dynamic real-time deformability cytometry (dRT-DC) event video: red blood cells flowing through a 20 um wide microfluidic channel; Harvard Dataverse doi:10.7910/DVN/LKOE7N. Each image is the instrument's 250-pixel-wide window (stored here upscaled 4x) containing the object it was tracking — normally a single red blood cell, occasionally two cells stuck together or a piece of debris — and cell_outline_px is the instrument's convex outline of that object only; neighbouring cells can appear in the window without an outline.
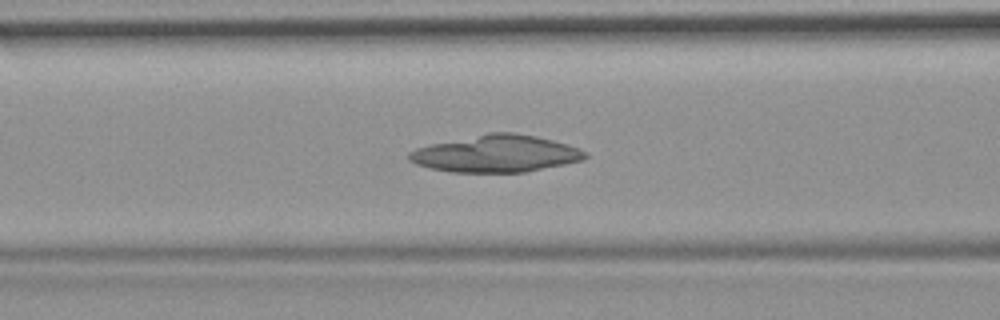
{"species": "common noctule bat (a hibernating species)", "species_latin": "Nyctalus noctula", "temperature_condition": "room temperature", "stored_images_in_passage": 47, "camera_frame_rate_fps": 3000, "um_per_image_px": 0.085, "animal": {"sex": "female", "body_mass_g": 19.9}, "frame": {"image": 1, "passage_image": 21, "time_ms": 6.667, "image_size_px": [1000, 320], "cell_outline_px": [[588, 156], [584, 160], [524, 172], [448, 172], [416, 164], [408, 160], [408, 152], [416, 148], [432, 144], [488, 132], [512, 132], [536, 136], [552, 140], [588, 152]], "centroid_in_image_um": [42.15, 13.06], "position_along_channel_um": 124.5, "area_um2": 37.74}}
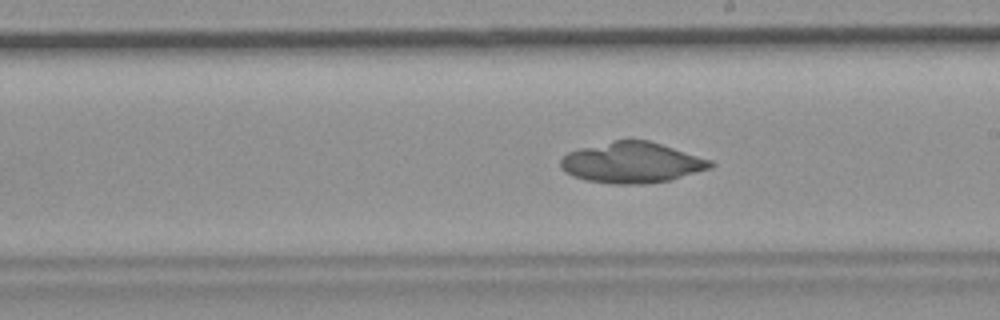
{"frame": {"image": 2, "passage_image": 30, "time_ms": 9.667, "image_size_px": [1000, 320], "cell_outline_px": [[716, 164], [712, 168], [672, 180], [644, 184], [612, 184], [584, 180], [572, 176], [564, 172], [560, 168], [560, 160], [568, 152], [580, 148], [616, 140], [648, 140], [712, 160]], "centroid_in_image_um": [53.72, 13.84], "position_along_channel_um": 235.3, "area_um2": 35.78}}
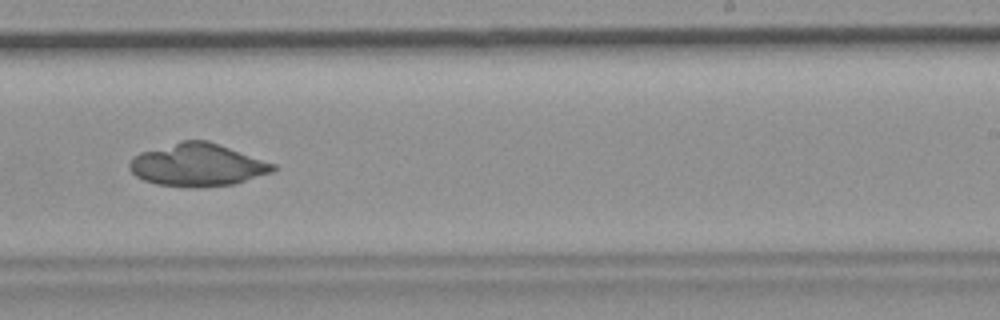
{"frame": {"image": 3, "passage_image": 33, "time_ms": 10.667, "image_size_px": [1000, 320], "cell_outline_px": [[276, 168], [272, 172], [236, 184], [200, 188], [188, 188], [156, 184], [144, 180], [136, 176], [128, 168], [128, 164], [132, 156], [140, 152], [180, 140], [208, 140], [276, 164]], "centroid_in_image_um": [16.77, 14.03], "position_along_channel_um": 272.2, "area_um2": 36.18}}